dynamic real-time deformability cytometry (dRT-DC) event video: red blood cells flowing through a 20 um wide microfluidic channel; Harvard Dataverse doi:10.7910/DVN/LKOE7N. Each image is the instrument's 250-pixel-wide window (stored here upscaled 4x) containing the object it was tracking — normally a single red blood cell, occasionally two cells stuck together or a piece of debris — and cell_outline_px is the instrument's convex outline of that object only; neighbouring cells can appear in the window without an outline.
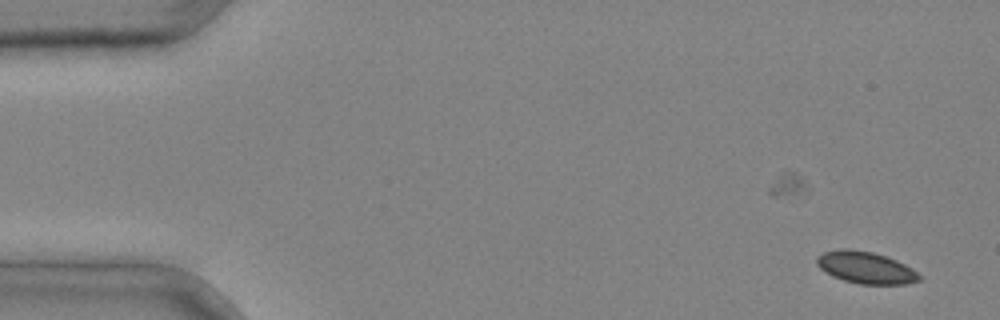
{"species": "common noctule bat (a hibernating species)", "species_latin": "Nyctalus noctula", "temperature_condition": "cold", "stored_images_in_passage": 4, "camera_frame_rate_fps": 3000, "um_per_image_px": 0.085, "animal": {"sex": "male", "body_mass_g": 20.4}, "frame": {"image": 1, "passage_image": 2, "time_ms": 0.333, "image_size_px": [1000, 320], "cell_outline_px": [[924, 276], [920, 280], [908, 284], [860, 284], [844, 280], [832, 276], [820, 268], [816, 264], [816, 256], [824, 252], [840, 248], [848, 248], [872, 252], [896, 260], [912, 268]], "centroid_in_image_um": [73.6, 22.74], "position_along_channel_um": 11.4, "area_um2": 19.19}}
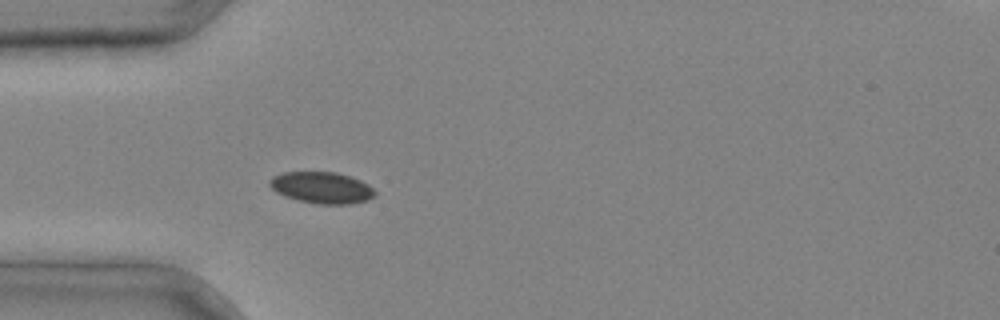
{"frame": {"image": 2, "passage_image": 4, "time_ms": 1.0, "image_size_px": [1000, 320], "cell_outline_px": [[376, 196], [368, 200], [348, 204], [316, 204], [284, 196], [276, 192], [268, 184], [268, 180], [272, 176], [284, 172], [336, 172], [360, 180], [368, 184], [376, 192]], "centroid_in_image_um": [27.34, 15.95], "position_along_channel_um": 57.7, "area_um2": 19.36}}